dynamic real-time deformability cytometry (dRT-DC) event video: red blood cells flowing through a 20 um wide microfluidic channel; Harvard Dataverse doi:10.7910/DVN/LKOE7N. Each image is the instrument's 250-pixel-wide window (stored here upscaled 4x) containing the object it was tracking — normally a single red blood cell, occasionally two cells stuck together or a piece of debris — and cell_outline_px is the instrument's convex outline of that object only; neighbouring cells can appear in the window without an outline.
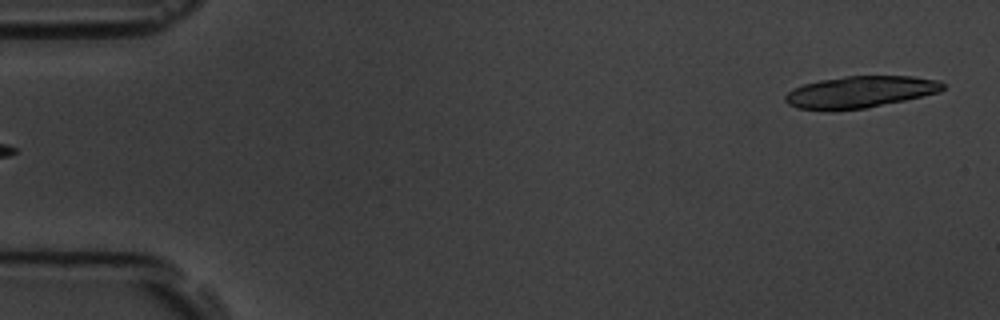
{"species": "common noctule bat (a hibernating species)", "species_latin": "Nyctalus noctula", "temperature_condition": "room temperature", "stored_images_in_passage": 6, "segment_of_instrument_passage": [2, 2], "camera_frame_rate_fps": 3000, "um_per_image_px": 0.085, "animal": {"sex": "male", "body_mass_g": 19.5, "forearm_length_mm": 54.6}, "frame": {"image": 1, "passage_image": 6, "time_ms": 6.333, "image_size_px": [1000, 320], "cell_outline_px": [[944, 88], [940, 92], [904, 100], [864, 108], [832, 112], [824, 112], [796, 108], [788, 104], [784, 100], [784, 96], [792, 88], [804, 84], [820, 80], [844, 76], [912, 76], [940, 80], [944, 84]], "centroid_in_image_um": [73.04, 7.83], "position_along_channel_um": 12.0, "area_um2": 29.59}}